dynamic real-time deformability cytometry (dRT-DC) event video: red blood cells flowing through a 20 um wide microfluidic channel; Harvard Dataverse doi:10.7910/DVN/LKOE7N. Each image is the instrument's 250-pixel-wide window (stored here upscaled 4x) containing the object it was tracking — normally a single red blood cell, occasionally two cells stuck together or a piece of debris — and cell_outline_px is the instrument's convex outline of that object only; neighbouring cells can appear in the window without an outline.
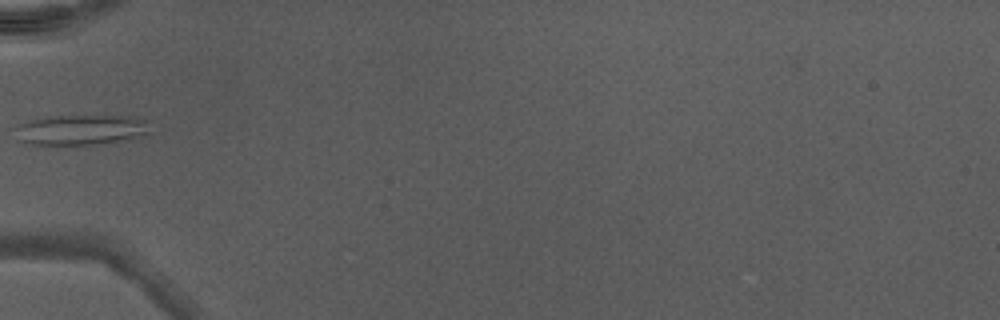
{"species": "Egyptian fruit bat (a non-hibernating species)", "species_latin": "Rousettus aegyptiacus", "temperature_condition": "warm", "stored_images_in_passage": 31, "camera_frame_rate_fps": 3000, "um_per_image_px": 0.085, "animal": {"sex": "male"}, "frame": {"image": 1, "passage_image": 1, "time_ms": 0.0, "image_size_px": [1000, 320], "cell_outline_px": [[152, 132], [144, 136], [128, 140], [92, 144], [36, 144], [20, 140], [16, 128], [20, 124], [44, 116], [128, 116], [144, 120]], "centroid_in_image_um": [6.96, 11.03], "position_along_channel_um": 78.0, "area_um2": 23.41}}
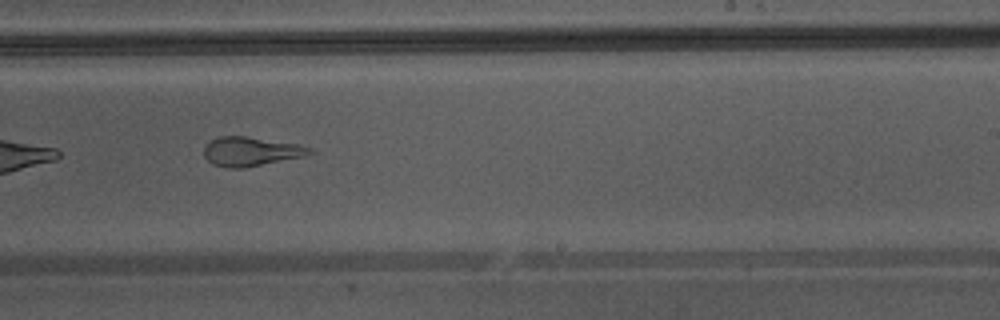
{"frame": {"image": 2, "passage_image": 14, "time_ms": 4.333, "image_size_px": [1000, 320], "cell_outline_px": [[316, 152], [304, 156], [244, 168], [228, 168], [212, 164], [204, 156], [204, 148], [216, 136], [244, 136], [300, 144], [312, 148]], "centroid_in_image_um": [21.35, 12.87], "position_along_channel_um": 267.7, "area_um2": 17.98}, "authors_computed_cell_mechanics": {"area_um2": 19.7098, "velocity_mm_per_s": 4.3718, "shape_relaxation_time_tau1_ms": null, "shape_relaxation_time_tau2_ms": 0.801, "deformation_change_tau1": null, "deformation_change_tau2": 0.1084}}